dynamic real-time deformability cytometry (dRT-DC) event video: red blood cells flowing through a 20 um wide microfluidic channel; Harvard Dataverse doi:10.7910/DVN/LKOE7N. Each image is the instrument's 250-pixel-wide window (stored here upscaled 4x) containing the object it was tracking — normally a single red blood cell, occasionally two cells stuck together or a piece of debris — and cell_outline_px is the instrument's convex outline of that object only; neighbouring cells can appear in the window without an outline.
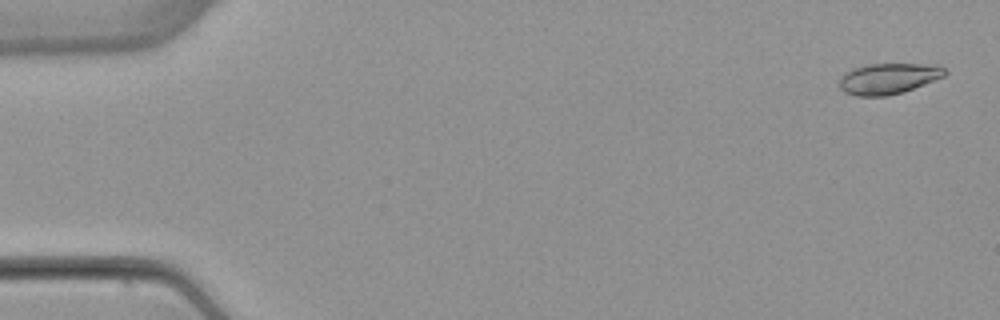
{"species": "common noctule bat (a hibernating species)", "species_latin": "Nyctalus noctula", "temperature_condition": "warm", "stored_images_in_passage": 54, "camera_frame_rate_fps": 3000, "um_per_image_px": 0.085, "animal": {"sex": "female", "body_mass_g": 22.7, "forearm_length_mm": 54.2}, "frame": {"image": 1, "passage_image": 2, "time_ms": 0.333, "image_size_px": [1000, 320], "cell_outline_px": [[948, 72], [944, 76], [904, 92], [888, 96], [856, 96], [844, 92], [840, 88], [840, 80], [844, 72], [852, 68], [868, 64], [936, 64], [944, 68]], "centroid_in_image_um": [75.51, 6.68], "position_along_channel_um": 9.5, "area_um2": 19.07}}
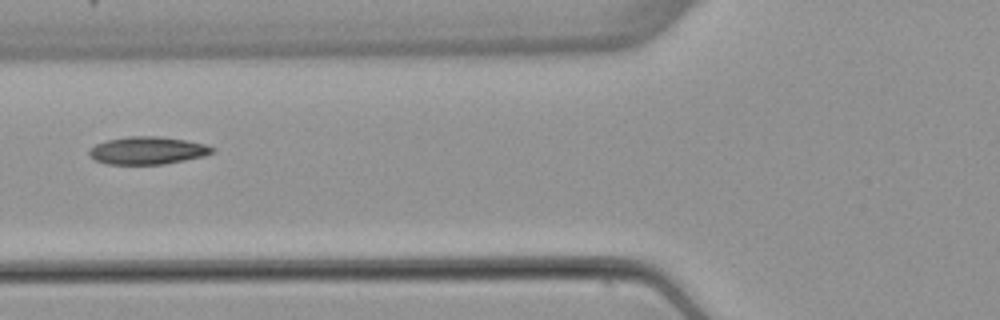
{"frame": {"image": 2, "passage_image": 21, "time_ms": 6.667, "image_size_px": [1000, 320], "cell_outline_px": [[216, 152], [204, 156], [164, 164], [108, 164], [96, 160], [88, 156], [88, 152], [96, 144], [108, 140], [128, 136], [156, 136], [184, 140], [204, 144], [216, 148]], "centroid_in_image_um": [12.56, 12.79], "position_along_channel_um": 113.2, "area_um2": 19.71}}
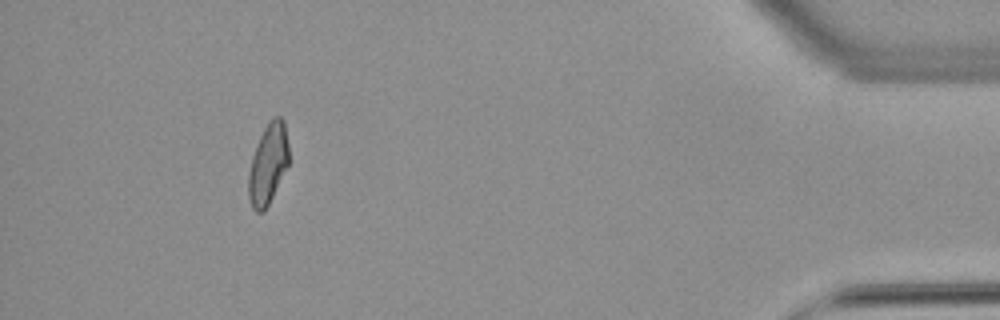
{"frame": {"image": 3, "passage_image": 49, "time_ms": 16.0, "image_size_px": [1000, 320], "cell_outline_px": [[288, 164], [264, 212], [256, 212], [252, 208], [248, 196], [248, 172], [252, 156], [256, 144], [264, 128], [272, 116], [280, 116], [284, 120], [288, 144]], "centroid_in_image_um": [22.76, 13.91], "position_along_channel_um": 412.4, "area_um2": 18.84}}